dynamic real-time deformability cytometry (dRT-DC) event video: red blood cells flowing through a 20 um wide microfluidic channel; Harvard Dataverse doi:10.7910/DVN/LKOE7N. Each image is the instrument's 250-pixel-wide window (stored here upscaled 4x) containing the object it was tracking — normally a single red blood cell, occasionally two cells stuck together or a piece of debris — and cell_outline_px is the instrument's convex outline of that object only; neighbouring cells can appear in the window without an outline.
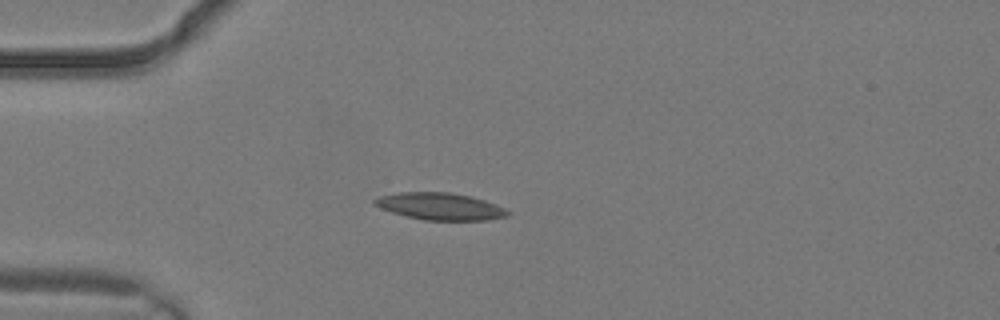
{"species": "common noctule bat (a hibernating species)", "species_latin": "Nyctalus noctula", "temperature_condition": "warm", "stored_images_in_passage": 2, "camera_frame_rate_fps": 3000, "um_per_image_px": 0.085, "animal": {"sex": "male", "body_mass_g": 19.2, "forearm_length_mm": 51.8}, "frame": {"image": 1, "passage_image": 2, "time_ms": 0.333, "image_size_px": [1000, 320], "cell_outline_px": [[512, 212], [508, 216], [488, 220], [424, 220], [392, 212], [380, 208], [372, 204], [372, 200], [376, 196], [400, 192], [448, 192], [472, 196], [496, 204]], "centroid_in_image_um": [37.4, 17.53], "position_along_channel_um": 47.6, "area_um2": 21.15}}